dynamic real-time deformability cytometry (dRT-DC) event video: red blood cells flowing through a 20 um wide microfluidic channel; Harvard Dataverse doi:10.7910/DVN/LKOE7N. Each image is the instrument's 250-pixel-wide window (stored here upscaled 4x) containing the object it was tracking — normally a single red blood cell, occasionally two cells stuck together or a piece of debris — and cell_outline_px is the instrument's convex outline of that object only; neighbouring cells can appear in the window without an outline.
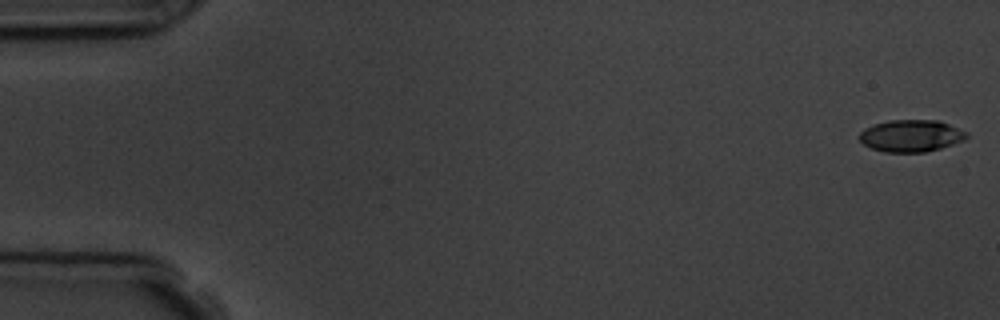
{"species": "common noctule bat (a hibernating species)", "species_latin": "Nyctalus noctula", "temperature_condition": "room temperature", "stored_images_in_passage": 5, "camera_frame_rate_fps": 3000, "um_per_image_px": 0.085, "animal": {"sex": "male", "body_mass_g": 19.5, "forearm_length_mm": 54.6}, "frame": {"image": 1, "passage_image": 1, "time_ms": 0.0, "image_size_px": [1000, 320], "cell_outline_px": [[968, 136], [964, 140], [940, 148], [924, 152], [884, 152], [872, 148], [864, 144], [860, 140], [860, 132], [864, 128], [888, 120], [936, 120], [948, 124], [968, 132]], "centroid_in_image_um": [77.44, 11.54], "position_along_channel_um": 7.6, "area_um2": 19.83}}
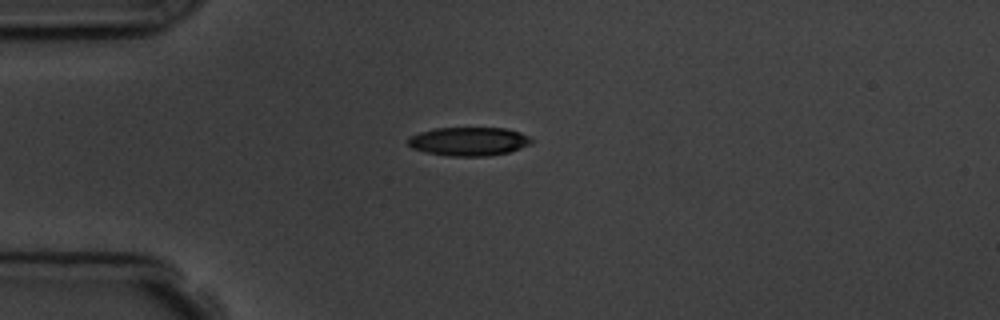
{"frame": {"image": 2, "passage_image": 4, "time_ms": 4.333, "image_size_px": [1000, 320], "cell_outline_px": [[532, 144], [508, 152], [488, 156], [448, 156], [424, 152], [412, 148], [408, 144], [408, 136], [420, 132], [436, 128], [504, 128], [520, 132], [528, 136], [532, 140]], "centroid_in_image_um": [39.83, 12.02], "position_along_channel_um": 45.2, "area_um2": 20.63}}